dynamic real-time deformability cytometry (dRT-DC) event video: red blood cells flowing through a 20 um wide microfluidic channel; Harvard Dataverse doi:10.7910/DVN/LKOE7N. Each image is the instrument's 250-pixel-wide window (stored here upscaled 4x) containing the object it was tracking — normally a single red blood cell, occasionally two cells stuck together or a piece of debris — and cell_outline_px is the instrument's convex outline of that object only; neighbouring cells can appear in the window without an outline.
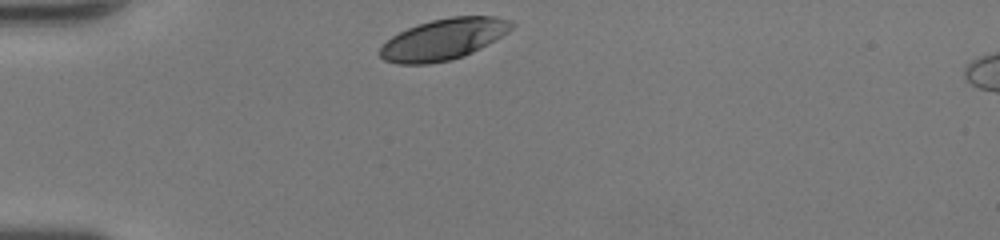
{"species": "human", "species_latin": "Homo sapiens", "temperature_condition": "room temperature", "stored_images_in_passage": 28, "camera_frame_rate_fps": 3000, "um_per_image_px": 0.085, "donor": {"sex": "female"}, "frame": {"image": 1, "passage_image": 1, "time_ms": 0.0, "image_size_px": [1000, 240], "cell_outline_px": [[516, 24], [508, 32], [488, 44], [464, 56], [452, 60], [428, 64], [400, 64], [384, 60], [380, 56], [380, 48], [392, 36], [408, 28], [432, 20], [452, 16], [496, 16], [512, 20]], "centroid_in_image_um": [37.74, 3.33], "position_along_channel_um": 47.3, "area_um2": 31.44}}
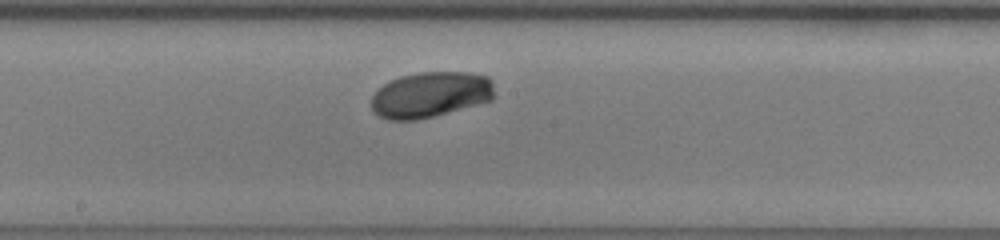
{"frame": {"image": 2, "passage_image": 15, "time_ms": 4.667, "image_size_px": [1000, 240], "cell_outline_px": [[492, 100], [432, 116], [416, 120], [388, 120], [372, 112], [372, 96], [388, 80], [400, 76], [420, 72], [468, 72], [488, 76], [492, 80]], "centroid_in_image_um": [36.56, 8.03], "position_along_channel_um": 211.6, "area_um2": 32.6}}
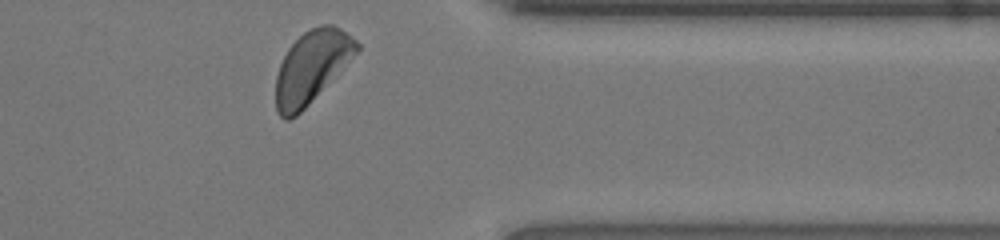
{"frame": {"image": 3, "passage_image": 28, "time_ms": 9.0, "image_size_px": [1000, 240], "cell_outline_px": [[360, 48], [308, 104], [296, 116], [288, 120], [284, 120], [276, 112], [276, 76], [280, 64], [288, 48], [304, 32], [312, 28], [324, 24], [332, 24], [340, 28], [352, 36], [360, 44]], "centroid_in_image_um": [26.46, 5.68], "position_along_channel_um": 384.9, "area_um2": 33.23}, "authors_computed_cell_mechanics": {"area_um2": 32.7148, "velocity_mm_per_s": 4.1661, "shape_relaxation_time_tau1_ms": 3.1166, "shape_relaxation_time_tau2_ms": null, "deformation_change_tau1": 0.1484, "deformation_change_tau2": null}}